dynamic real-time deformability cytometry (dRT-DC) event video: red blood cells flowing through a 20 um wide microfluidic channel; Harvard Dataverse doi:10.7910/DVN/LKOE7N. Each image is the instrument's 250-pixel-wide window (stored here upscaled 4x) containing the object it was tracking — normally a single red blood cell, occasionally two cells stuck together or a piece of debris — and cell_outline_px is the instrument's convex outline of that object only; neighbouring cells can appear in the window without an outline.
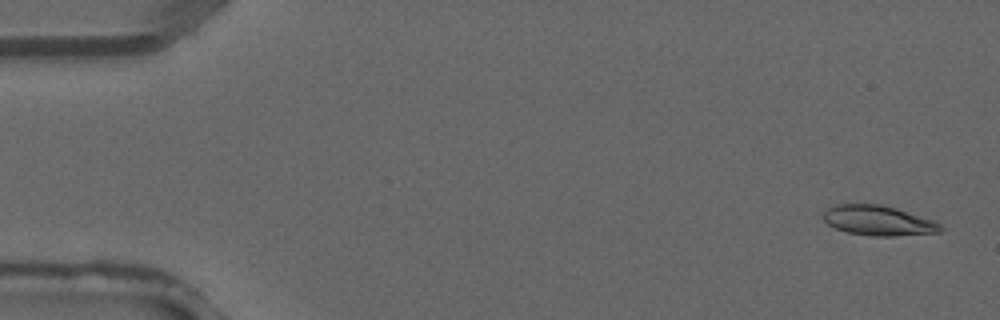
{"species": "common noctule bat (a hibernating species)", "species_latin": "Nyctalus noctula", "temperature_condition": "warm", "stored_images_in_passage": 4, "camera_frame_rate_fps": 3000, "um_per_image_px": 0.085, "animal": {"sex": "male", "forearm_length_mm": 52.5}, "frame": {"image": 1, "passage_image": 1, "time_ms": 0.0, "image_size_px": [1000, 320], "cell_outline_px": [[944, 228], [940, 232], [892, 236], [872, 236], [848, 232], [836, 228], [828, 224], [820, 216], [832, 204], [880, 204], [896, 208], [932, 220], [940, 224]], "centroid_in_image_um": [74.61, 18.74], "position_along_channel_um": 10.4, "area_um2": 20.4}}
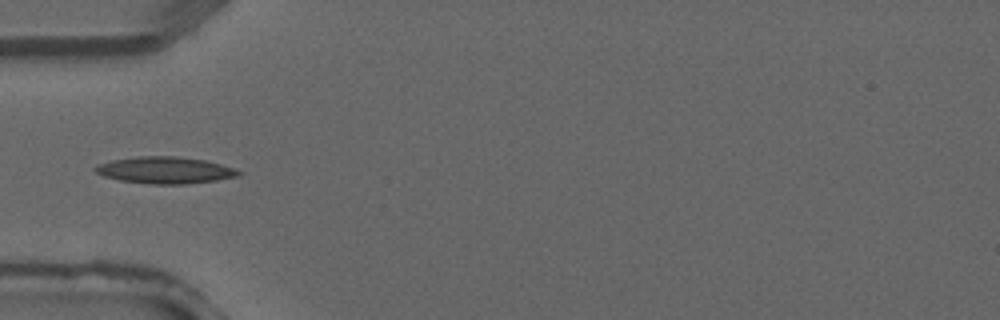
{"frame": {"image": 2, "passage_image": 4, "time_ms": 1.0, "image_size_px": [1000, 320], "cell_outline_px": [[244, 172], [240, 176], [216, 180], [184, 184], [148, 184], [120, 180], [104, 176], [96, 172], [92, 168], [96, 164], [112, 160], [140, 156], [176, 156], [204, 160], [236, 168]], "centroid_in_image_um": [14.04, 14.46], "position_along_channel_um": 71.0, "area_um2": 22.43}}